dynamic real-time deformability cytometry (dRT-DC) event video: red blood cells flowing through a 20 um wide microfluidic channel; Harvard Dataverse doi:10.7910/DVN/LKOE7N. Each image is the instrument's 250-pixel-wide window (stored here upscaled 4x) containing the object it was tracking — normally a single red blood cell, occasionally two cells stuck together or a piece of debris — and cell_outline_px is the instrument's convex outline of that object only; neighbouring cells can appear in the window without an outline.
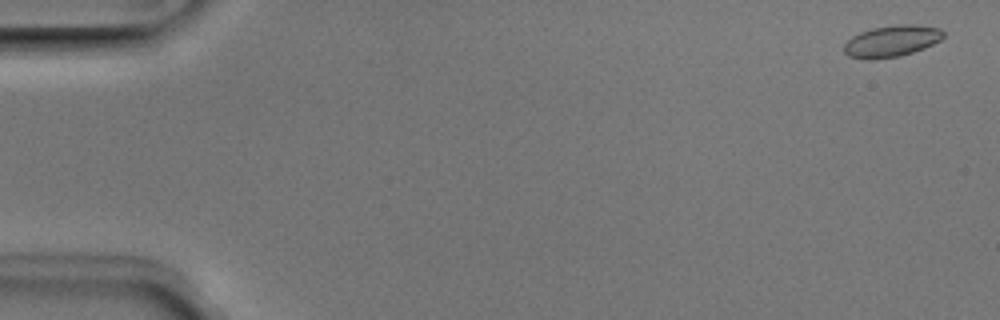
{"species": "Egyptian fruit bat (a non-hibernating species)", "species_latin": "Rousettus aegyptiacus", "temperature_condition": "room temperature", "stored_images_in_passage": 52, "camera_frame_rate_fps": 3000, "um_per_image_px": 0.085, "animal": {"sex": "male"}, "frame": {"image": 1, "passage_image": 2, "time_ms": 0.333, "image_size_px": [1000, 320], "cell_outline_px": [[944, 36], [940, 40], [924, 48], [900, 56], [876, 60], [868, 60], [848, 56], [844, 52], [844, 44], [852, 36], [860, 32], [872, 28], [896, 24], [912, 24], [940, 28], [944, 32]], "centroid_in_image_um": [75.77, 3.5], "position_along_channel_um": 9.2, "area_um2": 18.38}}
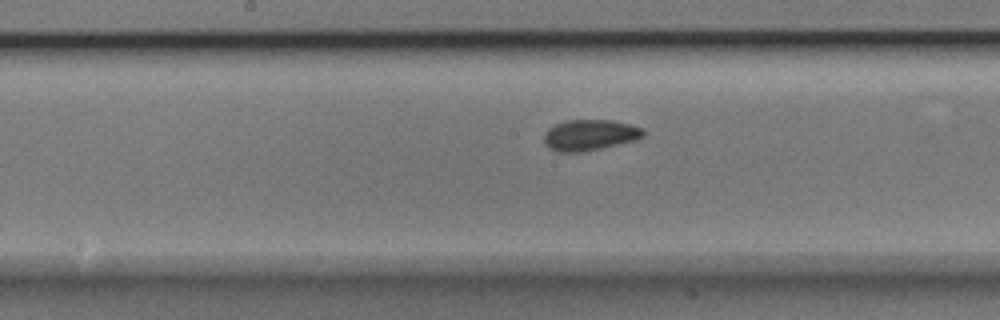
{"frame": {"image": 2, "passage_image": 27, "time_ms": 8.667, "image_size_px": [1000, 320], "cell_outline_px": [[644, 136], [632, 140], [584, 152], [556, 152], [548, 148], [544, 144], [544, 132], [548, 128], [556, 124], [568, 120], [612, 120], [644, 128]], "centroid_in_image_um": [50.07, 11.48], "position_along_channel_um": 198.1, "area_um2": 17.8}}
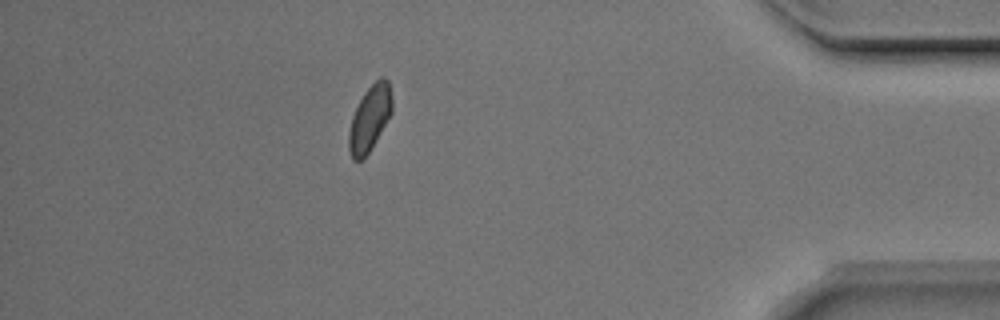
{"frame": {"image": 3, "passage_image": 46, "time_ms": 15.0, "image_size_px": [1000, 320], "cell_outline_px": [[392, 112], [368, 152], [360, 160], [352, 160], [348, 148], [348, 132], [352, 116], [364, 92], [380, 76], [384, 76], [388, 80], [392, 100]], "centroid_in_image_um": [31.41, 10.03], "position_along_channel_um": 403.8, "area_um2": 16.24}, "authors_computed_cell_mechanics": {"area_um2": 17.1377, "velocity_mm_per_s": 3.937, "shape_relaxation_time_tau1_ms": 8.3035, "shape_relaxation_time_tau2_ms": 2.3555, "deformation_change_tau1": 0.1281, "deformation_change_tau2": 0.0519}}